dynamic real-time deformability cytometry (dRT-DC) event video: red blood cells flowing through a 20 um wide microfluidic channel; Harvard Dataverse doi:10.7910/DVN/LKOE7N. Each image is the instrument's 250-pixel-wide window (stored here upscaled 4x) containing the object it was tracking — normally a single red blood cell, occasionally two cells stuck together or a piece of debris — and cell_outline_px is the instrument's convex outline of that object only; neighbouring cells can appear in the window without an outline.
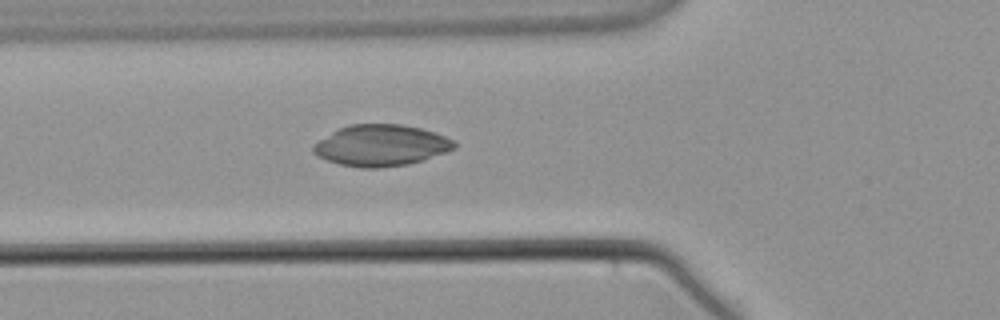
{"species": "common noctule bat (a hibernating species)", "species_latin": "Nyctalus noctula", "temperature_condition": "warm", "stored_images_in_passage": 12, "camera_frame_rate_fps": 3000, "um_per_image_px": 0.085, "animal": {"sex": "male", "body_mass_g": 21.5, "forearm_length_mm": 52.0}, "frame": {"image": 1, "passage_image": 10, "time_ms": 3.0, "image_size_px": [1000, 320], "cell_outline_px": [[456, 148], [408, 164], [380, 168], [360, 168], [340, 164], [328, 160], [312, 152], [312, 144], [332, 132], [348, 124], [400, 124], [420, 128], [436, 132], [452, 140], [456, 144]], "centroid_in_image_um": [32.36, 12.35], "position_along_channel_um": 93.4, "area_um2": 33.64}}